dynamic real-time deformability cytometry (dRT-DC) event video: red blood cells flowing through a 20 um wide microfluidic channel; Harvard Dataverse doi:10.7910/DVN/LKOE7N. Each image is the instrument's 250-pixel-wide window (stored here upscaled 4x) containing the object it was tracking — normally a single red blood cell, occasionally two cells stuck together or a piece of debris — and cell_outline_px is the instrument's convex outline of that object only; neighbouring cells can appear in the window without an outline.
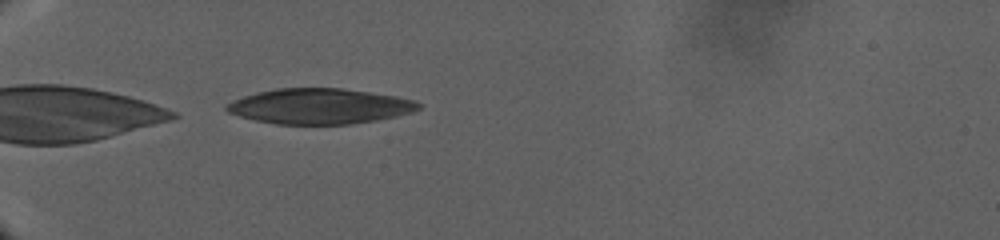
{"species": "human", "species_latin": "Homo sapiens", "temperature_condition": "warm", "stored_images_in_passage": 53, "camera_frame_rate_fps": 3000, "um_per_image_px": 0.085, "donor": {"sex": "male"}, "frame": {"image": 1, "passage_image": 2, "time_ms": 0.333, "image_size_px": [1000, 240], "cell_outline_px": [[424, 104], [420, 108], [412, 112], [396, 116], [376, 120], [352, 124], [276, 124], [256, 120], [240, 116], [228, 112], [224, 108], [224, 104], [232, 100], [256, 92], [276, 88], [344, 88], [396, 96], [416, 100]], "centroid_in_image_um": [27.18, 9.02], "position_along_channel_um": 57.8, "area_um2": 39.82}}
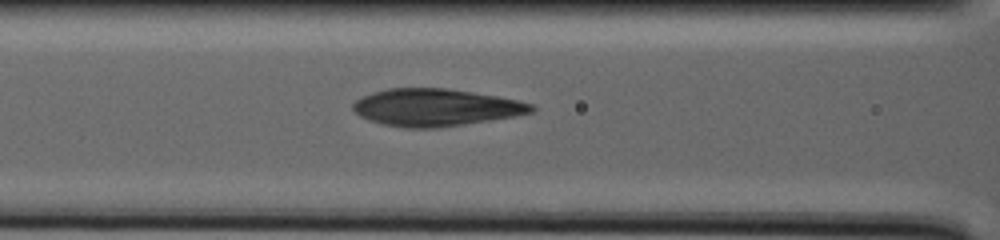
{"frame": {"image": 2, "passage_image": 38, "time_ms": 6.0, "image_size_px": [1000, 240], "cell_outline_px": [[536, 108], [532, 112], [512, 116], [488, 120], [436, 128], [404, 128], [380, 124], [368, 120], [360, 116], [352, 108], [352, 104], [356, 100], [372, 92], [388, 88], [448, 88], [496, 96], [516, 100], [532, 104]], "centroid_in_image_um": [36.97, 9.13], "position_along_channel_um": 129.6, "area_um2": 38.49}}
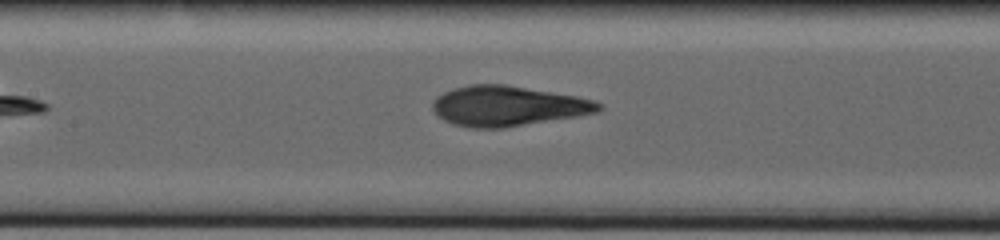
{"frame": {"image": 3, "passage_image": 48, "time_ms": 8.0, "image_size_px": [1000, 240], "cell_outline_px": [[604, 108], [600, 112], [504, 128], [468, 128], [452, 124], [444, 120], [432, 108], [432, 100], [436, 96], [452, 88], [468, 84], [504, 84], [576, 96], [596, 100], [604, 104]], "centroid_in_image_um": [43.17, 9.01], "position_along_channel_um": 164.2, "area_um2": 39.07}}